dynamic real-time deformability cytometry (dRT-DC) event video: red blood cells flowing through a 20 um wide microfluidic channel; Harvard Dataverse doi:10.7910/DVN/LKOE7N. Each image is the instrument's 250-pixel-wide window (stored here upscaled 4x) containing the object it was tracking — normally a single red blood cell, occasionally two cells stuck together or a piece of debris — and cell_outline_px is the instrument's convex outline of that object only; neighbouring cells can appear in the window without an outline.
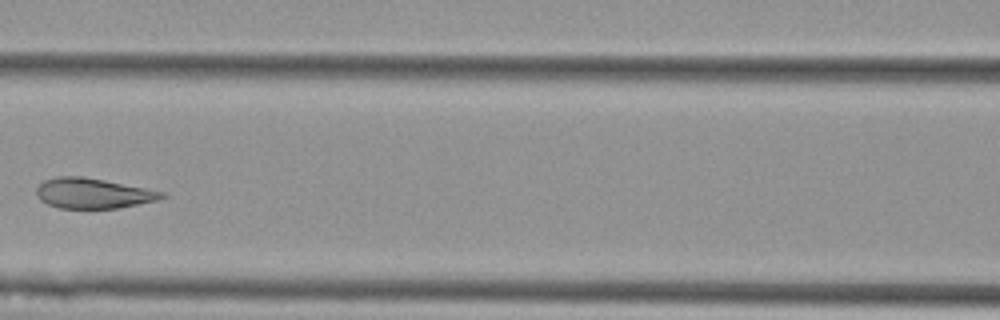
{"species": "Egyptian fruit bat (a non-hibernating species)", "species_latin": "Rousettus aegyptiacus", "temperature_condition": "cold", "stored_images_in_passage": 8, "camera_frame_rate_fps": 3000, "um_per_image_px": 0.085, "animal": {"sex": "female"}, "frame": {"image": 1, "passage_image": 6, "time_ms": 1.667, "image_size_px": [1000, 320], "cell_outline_px": [[168, 196], [156, 200], [120, 208], [60, 208], [48, 204], [40, 200], [36, 196], [36, 188], [44, 180], [56, 176], [80, 176], [104, 180], [168, 192]], "centroid_in_image_um": [7.92, 16.43], "position_along_channel_um": 158.7, "area_um2": 22.2}}
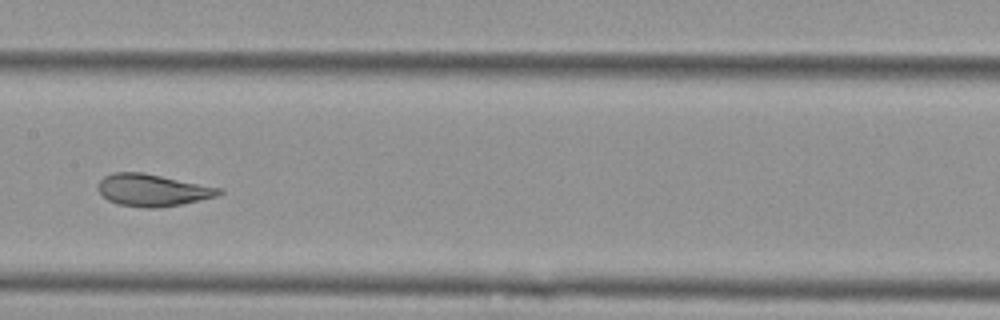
{"frame": {"image": 2, "passage_image": 7, "time_ms": 2.0, "image_size_px": [1000, 320], "cell_outline_px": [[224, 192], [220, 196], [160, 208], [144, 208], [120, 204], [108, 200], [96, 188], [96, 184], [104, 176], [112, 172], [144, 172], [224, 188]], "centroid_in_image_um": [13.01, 16.15], "position_along_channel_um": 194.4, "area_um2": 23.0}}
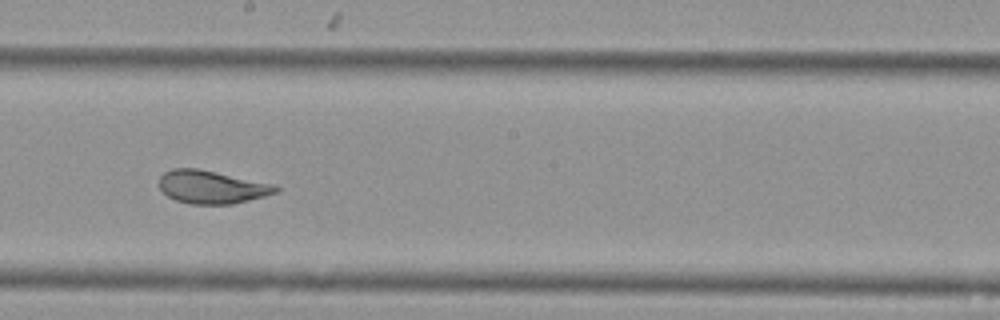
{"frame": {"image": 3, "passage_image": 8, "time_ms": 2.333, "image_size_px": [1000, 320], "cell_outline_px": [[280, 192], [232, 204], [188, 204], [176, 200], [168, 196], [160, 188], [160, 176], [164, 172], [172, 168], [196, 168], [276, 184], [280, 188]], "centroid_in_image_um": [18.03, 15.89], "position_along_channel_um": 230.2, "area_um2": 22.48}}